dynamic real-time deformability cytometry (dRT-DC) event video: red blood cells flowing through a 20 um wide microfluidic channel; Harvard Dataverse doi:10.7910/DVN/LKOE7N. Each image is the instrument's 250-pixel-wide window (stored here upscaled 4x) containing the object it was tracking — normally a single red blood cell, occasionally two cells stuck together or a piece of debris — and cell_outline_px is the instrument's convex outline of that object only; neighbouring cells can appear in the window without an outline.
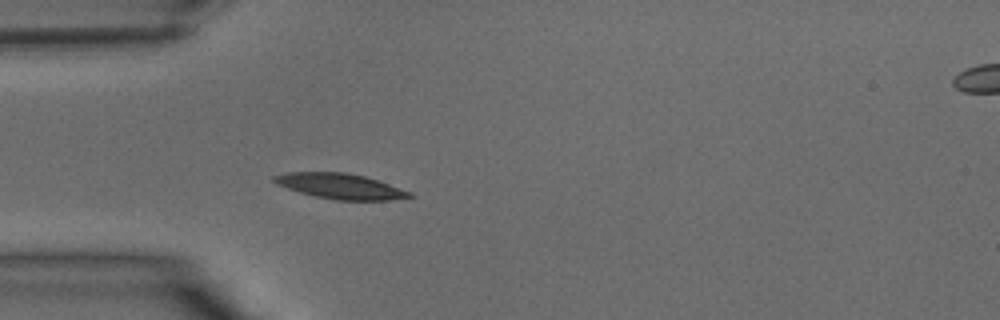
{"species": "common noctule bat (a hibernating species)", "species_latin": "Nyctalus noctula", "temperature_condition": "warm", "stored_images_in_passage": 26, "camera_frame_rate_fps": 3000, "um_per_image_px": 0.085, "animal": {"sex": "male", "body_mass_g": 15.6}, "frame": {"image": 1, "passage_image": 5, "time_ms": 1.333, "image_size_px": [1000, 320], "cell_outline_px": [[416, 196], [388, 200], [336, 200], [316, 196], [300, 192], [276, 184], [272, 180], [272, 176], [288, 172], [344, 172], [364, 176], [412, 192]], "centroid_in_image_um": [28.91, 15.82], "position_along_channel_um": 56.1, "area_um2": 19.83}}
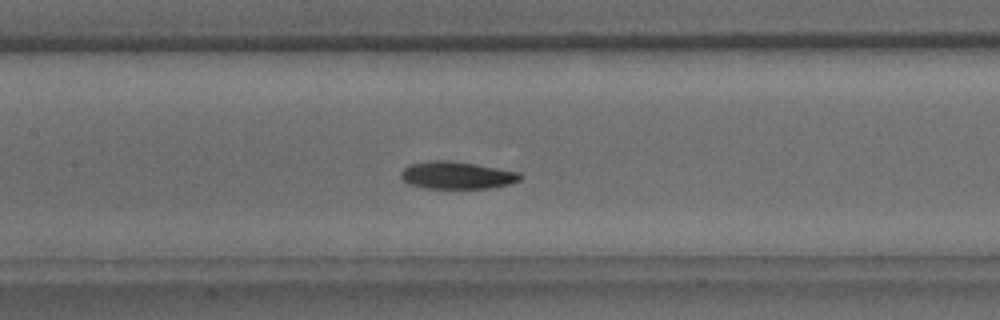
{"frame": {"image": 2, "passage_image": 12, "time_ms": 3.667, "image_size_px": [1000, 320], "cell_outline_px": [[524, 176], [520, 180], [508, 184], [488, 188], [424, 188], [408, 184], [400, 176], [400, 172], [408, 164], [428, 160], [448, 160], [476, 164], [520, 172]], "centroid_in_image_um": [38.81, 14.88], "position_along_channel_um": 168.6, "area_um2": 19.19}}